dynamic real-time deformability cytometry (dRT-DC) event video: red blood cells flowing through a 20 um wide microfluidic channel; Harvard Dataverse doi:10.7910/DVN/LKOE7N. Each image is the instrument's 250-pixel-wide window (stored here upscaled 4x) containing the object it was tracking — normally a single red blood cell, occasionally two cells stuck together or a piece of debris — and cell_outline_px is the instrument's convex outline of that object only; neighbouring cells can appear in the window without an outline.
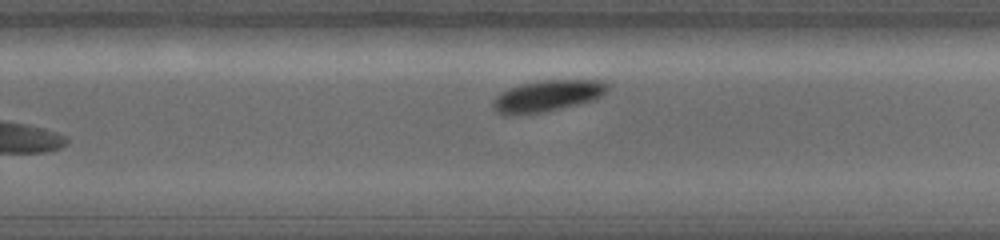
{"species": "common noctule bat (a hibernating species)", "species_latin": "Nyctalus noctula", "temperature_condition": "warm", "stored_images_in_passage": 14, "camera_frame_rate_fps": 5000, "um_per_image_px": 0.085, "animal": {"sex": "female", "body_mass_g": 19.0, "forearm_length_mm": 56.7}, "frame": {"image": 1, "passage_image": 14, "time_ms": 5.2, "image_size_px": [1000, 240], "cell_outline_px": [[608, 88], [596, 100], [560, 108], [540, 112], [496, 112], [492, 104], [492, 100], [500, 92], [508, 88], [520, 84], [540, 80], [604, 80], [608, 84]], "centroid_in_image_um": [46.58, 8.1], "position_along_channel_um": 283.2, "area_um2": 20.4}}